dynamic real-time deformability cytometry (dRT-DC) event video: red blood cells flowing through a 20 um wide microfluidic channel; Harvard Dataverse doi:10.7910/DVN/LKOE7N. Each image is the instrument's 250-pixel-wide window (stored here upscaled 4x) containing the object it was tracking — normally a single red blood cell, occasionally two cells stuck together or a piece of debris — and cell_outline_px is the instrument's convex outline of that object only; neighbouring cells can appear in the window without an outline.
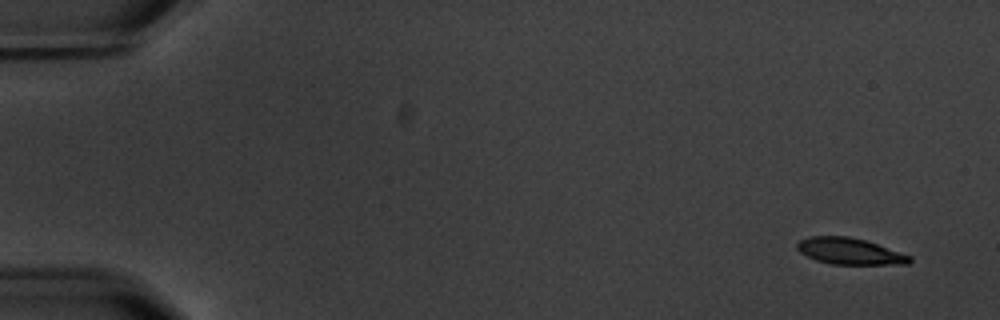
{"species": "common noctule bat (a hibernating species)", "species_latin": "Nyctalus noctula", "temperature_condition": "warm", "stored_images_in_passage": 5, "segment_of_instrument_passage": [2, 2], "camera_frame_rate_fps": 3000, "um_per_image_px": 0.085, "animal": {"sex": "male", "body_mass_g": 20.1, "forearm_length_mm": 53.5}, "frame": {"image": 1, "passage_image": 5, "time_ms": 5.667, "image_size_px": [1000, 320], "cell_outline_px": [[912, 260], [908, 264], [832, 264], [816, 260], [800, 252], [796, 248], [796, 244], [800, 240], [812, 236], [848, 236], [864, 240], [912, 256]], "centroid_in_image_um": [72.21, 21.36], "position_along_channel_um": 12.8, "area_um2": 17.11}}